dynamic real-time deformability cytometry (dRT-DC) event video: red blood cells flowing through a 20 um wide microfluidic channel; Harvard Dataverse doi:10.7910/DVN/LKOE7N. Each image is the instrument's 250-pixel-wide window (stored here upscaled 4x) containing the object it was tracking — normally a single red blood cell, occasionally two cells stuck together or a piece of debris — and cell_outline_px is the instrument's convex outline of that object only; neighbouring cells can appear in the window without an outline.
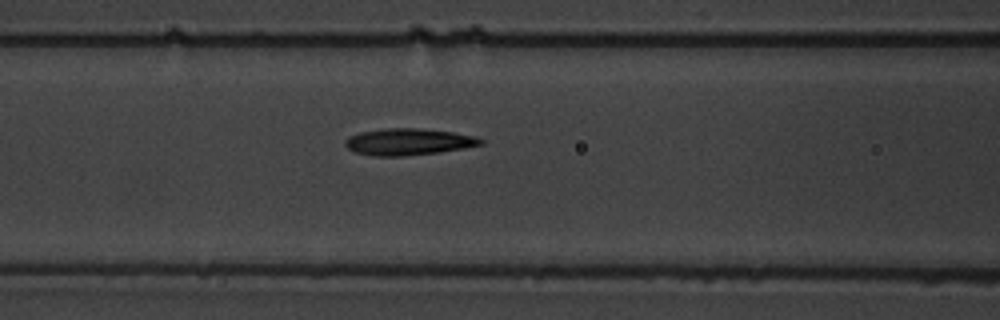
{"species": "common noctule bat (a hibernating species)", "species_latin": "Nyctalus noctula", "temperature_condition": "warm", "stored_images_in_passage": 6, "camera_frame_rate_fps": 3000, "um_per_image_px": 0.085, "animal": {"sex": "male", "body_mass_g": 19.5, "forearm_length_mm": 54.6}, "frame": {"image": 1, "passage_image": 6, "time_ms": 7.333, "image_size_px": [1000, 320], "cell_outline_px": [[484, 144], [464, 148], [440, 152], [404, 156], [372, 156], [352, 152], [344, 144], [344, 140], [348, 136], [360, 132], [388, 128], [416, 128], [452, 132], [476, 136], [484, 140]], "centroid_in_image_um": [34.69, 12.06], "position_along_channel_um": 131.9, "area_um2": 21.21}}